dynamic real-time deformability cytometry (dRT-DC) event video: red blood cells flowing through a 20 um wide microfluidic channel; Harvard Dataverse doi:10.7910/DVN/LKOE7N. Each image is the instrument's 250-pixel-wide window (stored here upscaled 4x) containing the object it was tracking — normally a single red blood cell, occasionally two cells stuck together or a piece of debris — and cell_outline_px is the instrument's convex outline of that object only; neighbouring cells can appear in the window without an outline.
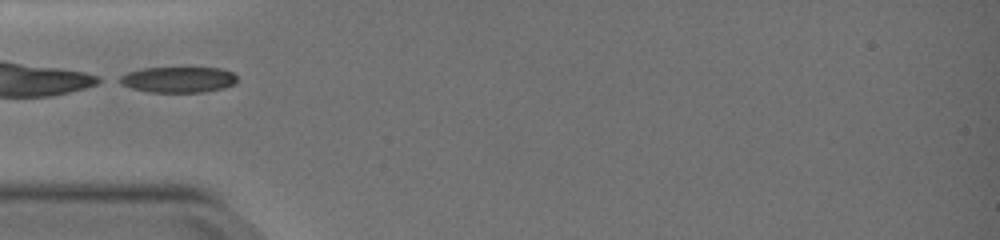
{"species": "common noctule bat (a hibernating species)", "species_latin": "Nyctalus noctula", "temperature_condition": "warm", "stored_images_in_passage": 28, "camera_frame_rate_fps": 3000, "um_per_image_px": 0.085, "animal": {"sex": "female", "body_mass_g": 19.0, "forearm_length_mm": 51.5}, "frame": {"image": 1, "passage_image": 1, "time_ms": 0.0, "image_size_px": [1000, 240], "cell_outline_px": [[236, 80], [232, 84], [224, 88], [204, 92], [148, 92], [132, 88], [120, 84], [112, 80], [128, 72], [144, 68], [220, 68], [232, 72], [236, 76]], "centroid_in_image_um": [15.07, 6.77], "position_along_channel_um": 69.9, "area_um2": 17.74}}
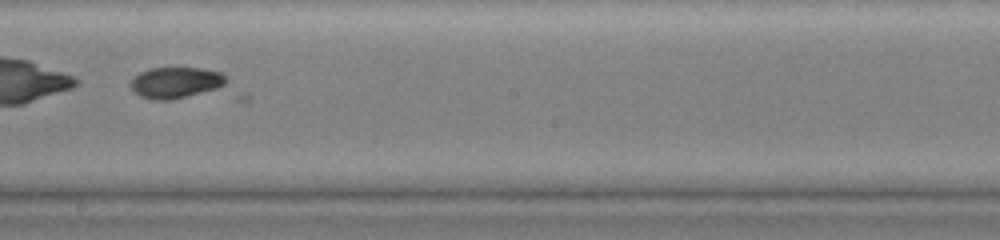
{"frame": {"image": 2, "passage_image": 14, "time_ms": 4.333, "image_size_px": [1000, 240], "cell_outline_px": [[228, 88], [172, 100], [152, 100], [140, 96], [132, 92], [128, 84], [140, 72], [148, 68], [204, 68], [224, 72], [228, 80]], "centroid_in_image_um": [15.05, 7.04], "position_along_channel_um": 233.2, "area_um2": 18.32}}
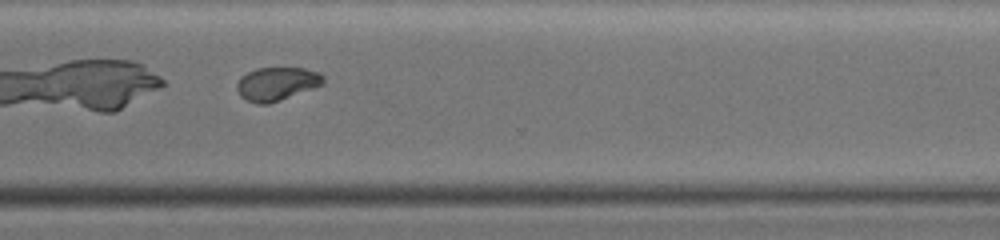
{"frame": {"image": 3, "passage_image": 23, "time_ms": 7.333, "image_size_px": [1000, 240], "cell_outline_px": [[324, 84], [280, 100], [268, 104], [256, 104], [240, 96], [236, 88], [236, 84], [240, 76], [256, 68], [304, 68], [320, 72], [324, 76]], "centroid_in_image_um": [23.52, 7.11], "position_along_channel_um": 347.1, "area_um2": 16.88}}